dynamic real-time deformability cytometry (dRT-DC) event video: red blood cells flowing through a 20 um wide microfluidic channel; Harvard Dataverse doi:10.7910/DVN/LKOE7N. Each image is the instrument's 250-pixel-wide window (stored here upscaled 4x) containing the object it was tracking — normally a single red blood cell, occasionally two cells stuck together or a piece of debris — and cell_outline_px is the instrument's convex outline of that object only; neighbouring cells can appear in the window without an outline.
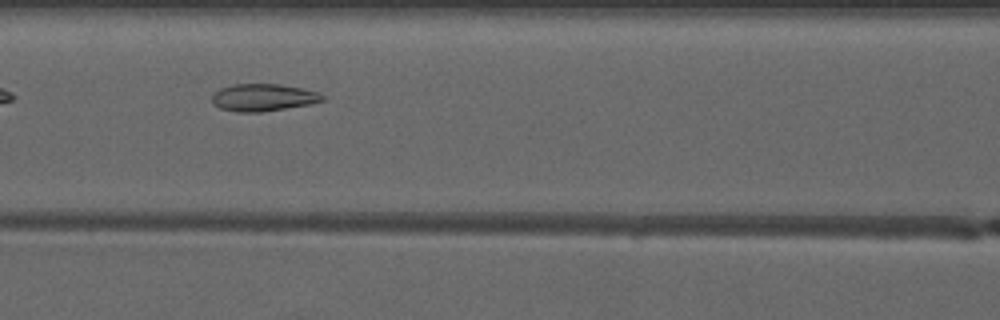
{"species": "common noctule bat (a hibernating species)", "species_latin": "Nyctalus noctula", "temperature_condition": "warm", "stored_images_in_passage": 8, "camera_frame_rate_fps": 3000, "um_per_image_px": 0.085, "animal": {"sex": "male", "forearm_length_mm": 52.5}, "frame": {"image": 1, "passage_image": 5, "time_ms": 5.667, "image_size_px": [1000, 320], "cell_outline_px": [[328, 100], [308, 104], [260, 112], [236, 112], [220, 108], [212, 100], [212, 96], [220, 88], [232, 84], [280, 84], [300, 88], [316, 92], [324, 96]], "centroid_in_image_um": [22.37, 8.28], "position_along_channel_um": 144.2, "area_um2": 17.34}}
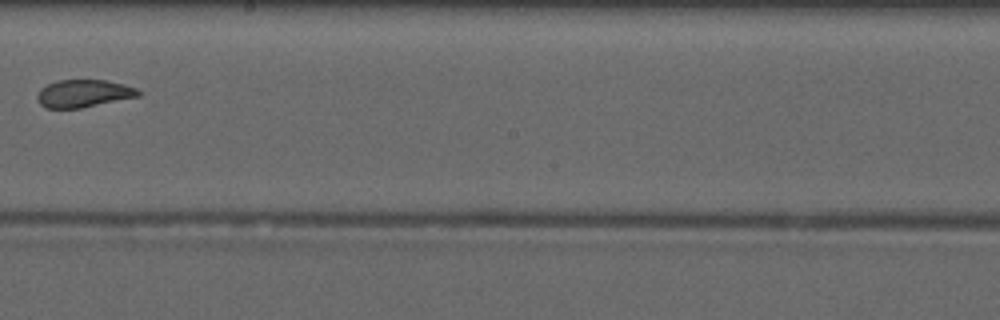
{"frame": {"image": 2, "passage_image": 7, "time_ms": 8.0, "image_size_px": [1000, 320], "cell_outline_px": [[140, 96], [80, 108], [48, 108], [40, 104], [36, 100], [36, 96], [40, 88], [56, 80], [104, 80], [124, 84], [136, 88], [140, 92]], "centroid_in_image_um": [7.08, 7.94], "position_along_channel_um": 241.1, "area_um2": 16.24}}
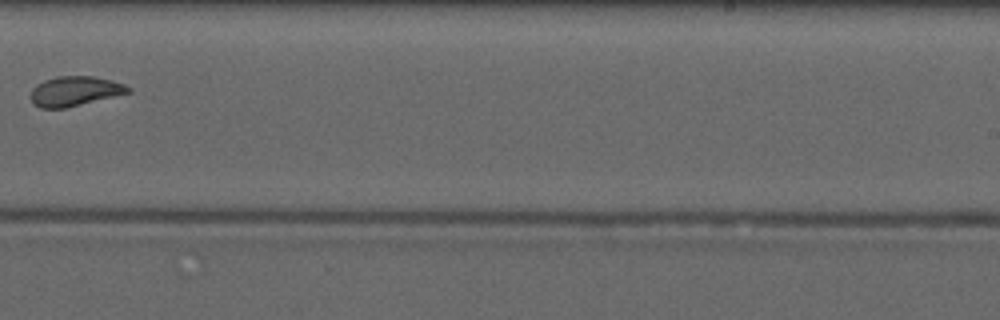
{"frame": {"image": 3, "passage_image": 8, "time_ms": 9.0, "image_size_px": [1000, 320], "cell_outline_px": [[132, 92], [64, 108], [40, 108], [32, 104], [32, 88], [36, 84], [44, 80], [56, 76], [92, 76], [112, 80], [124, 84], [132, 88]], "centroid_in_image_um": [6.37, 7.74], "position_along_channel_um": 282.6, "area_um2": 16.88}}